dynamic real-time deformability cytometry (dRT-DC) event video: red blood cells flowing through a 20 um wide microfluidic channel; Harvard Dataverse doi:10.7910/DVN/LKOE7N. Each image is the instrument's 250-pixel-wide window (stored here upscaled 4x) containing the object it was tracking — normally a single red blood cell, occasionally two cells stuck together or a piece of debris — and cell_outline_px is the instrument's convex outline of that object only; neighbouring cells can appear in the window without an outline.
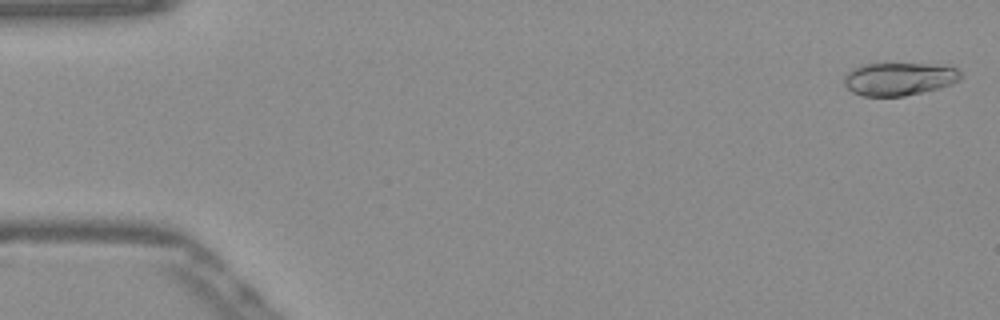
{"species": "Egyptian fruit bat (a non-hibernating species)", "species_latin": "Rousettus aegyptiacus", "temperature_condition": "warm", "stored_images_in_passage": 14, "camera_frame_rate_fps": 3000, "um_per_image_px": 0.085, "frame": {"image": 1, "passage_image": 1, "time_ms": 0.0, "image_size_px": [1000, 320], "cell_outline_px": [[960, 80], [952, 84], [940, 88], [904, 96], [864, 96], [852, 92], [844, 84], [844, 76], [848, 72], [860, 64], [936, 64], [956, 68], [960, 72]], "centroid_in_image_um": [76.42, 6.71], "position_along_channel_um": 8.6, "area_um2": 22.37}}